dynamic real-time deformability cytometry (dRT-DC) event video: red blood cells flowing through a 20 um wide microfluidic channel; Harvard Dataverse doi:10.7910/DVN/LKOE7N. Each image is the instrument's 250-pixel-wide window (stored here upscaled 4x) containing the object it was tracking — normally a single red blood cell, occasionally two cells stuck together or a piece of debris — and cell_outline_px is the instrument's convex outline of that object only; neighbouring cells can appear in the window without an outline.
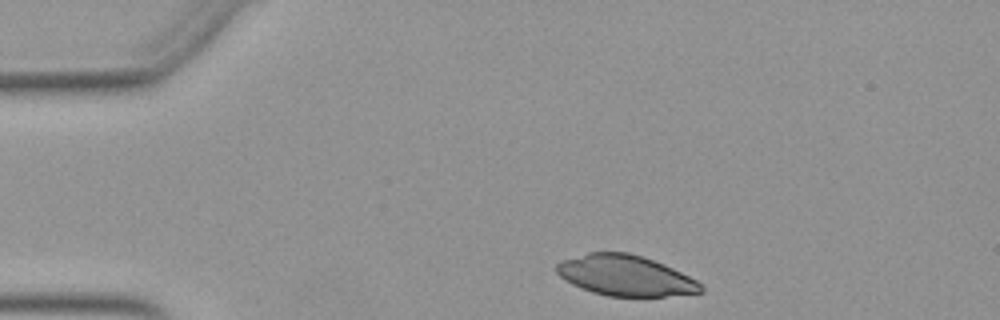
{"species": "Egyptian fruit bat (a non-hibernating species)", "species_latin": "Rousettus aegyptiacus", "temperature_condition": "warm", "stored_images_in_passage": 34, "camera_frame_rate_fps": 3000, "um_per_image_px": 0.085, "animal": {"sex": "female"}, "frame": {"image": 1, "passage_image": 2, "time_ms": 0.333, "image_size_px": [1000, 320], "cell_outline_px": [[704, 292], [664, 296], [608, 296], [592, 292], [580, 288], [564, 280], [556, 272], [556, 264], [560, 260], [588, 252], [628, 252], [644, 256], [664, 264], [704, 284]], "centroid_in_image_um": [53.14, 23.41], "position_along_channel_um": 31.9, "area_um2": 34.33}}
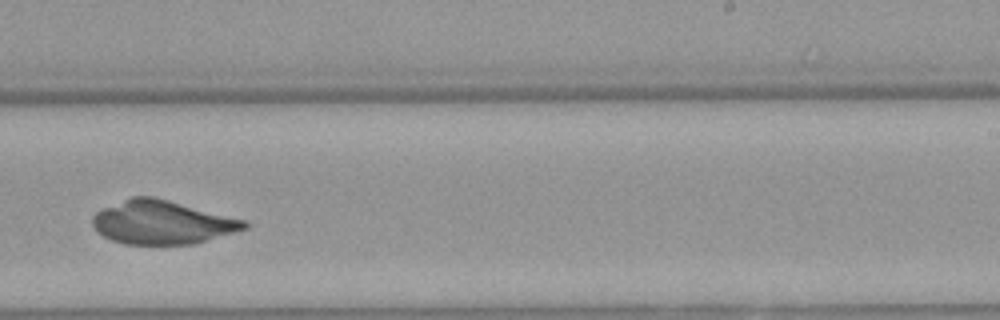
{"frame": {"image": 2, "passage_image": 25, "time_ms": 8.0, "image_size_px": [1000, 320], "cell_outline_px": [[248, 228], [192, 244], [124, 244], [112, 240], [96, 232], [92, 224], [92, 216], [96, 212], [104, 208], [132, 196], [152, 196], [168, 200], [244, 220], [248, 224]], "centroid_in_image_um": [13.73, 18.9], "position_along_channel_um": 275.3, "area_um2": 38.09}}